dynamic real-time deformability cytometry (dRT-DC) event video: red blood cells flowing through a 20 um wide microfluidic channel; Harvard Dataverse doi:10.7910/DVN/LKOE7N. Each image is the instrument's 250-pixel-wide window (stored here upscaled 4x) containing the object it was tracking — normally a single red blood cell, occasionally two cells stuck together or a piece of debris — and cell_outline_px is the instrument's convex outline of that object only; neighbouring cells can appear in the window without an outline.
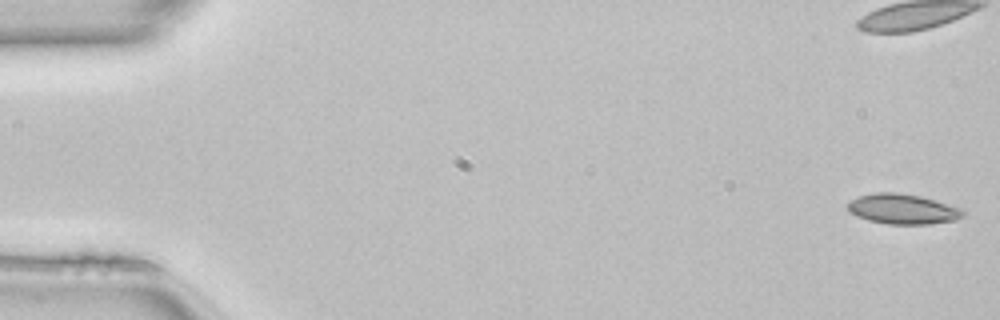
{"species": "common noctule bat (a hibernating species)", "species_latin": "Nyctalus noctula", "temperature_condition": "room temperature", "stored_images_in_passage": 50, "camera_frame_rate_fps": 3000, "um_per_image_px": 0.085, "animal": {"sex": "female", "body_mass_g": 22.7, "forearm_length_mm": 54.2}, "frame": {"image": 1, "passage_image": 1, "time_ms": 0.0, "image_size_px": [1000, 320], "cell_outline_px": [[964, 212], [956, 220], [928, 224], [888, 224], [868, 220], [856, 216], [848, 212], [848, 204], [852, 200], [860, 196], [876, 192], [896, 192], [920, 196], [960, 208]], "centroid_in_image_um": [76.69, 17.77], "position_along_channel_um": 8.3, "area_um2": 19.94}, "authors_computed_cell_mechanics": {"area_um2": 19.5653, "velocity_mm_per_s": 4.1307, "shape_relaxation_time_tau1_ms": null, "shape_relaxation_time_tau2_ms": 6.5778, "deformation_change_tau1": null, "deformation_change_tau2": 0.1257}}